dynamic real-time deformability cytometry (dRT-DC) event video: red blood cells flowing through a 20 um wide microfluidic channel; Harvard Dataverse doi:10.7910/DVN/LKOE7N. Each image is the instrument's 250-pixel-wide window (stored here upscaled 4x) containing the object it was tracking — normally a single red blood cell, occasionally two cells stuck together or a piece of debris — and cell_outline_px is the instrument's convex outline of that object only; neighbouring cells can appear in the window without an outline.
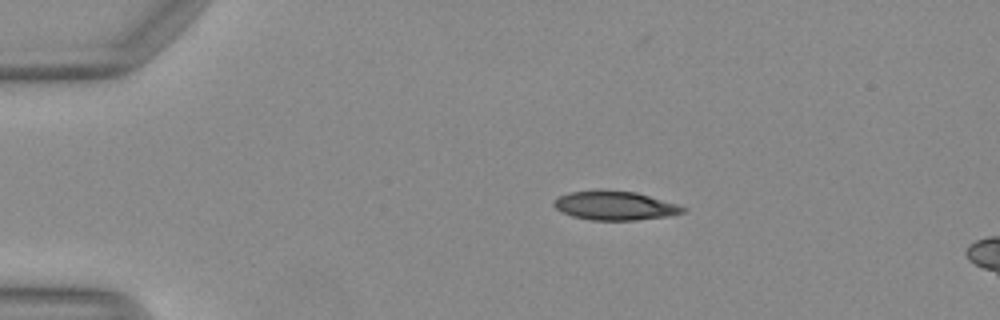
{"species": "Egyptian fruit bat (a non-hibernating species)", "species_latin": "Rousettus aegyptiacus", "temperature_condition": "warm", "stored_images_in_passage": 6, "camera_frame_rate_fps": 3000, "um_per_image_px": 0.085, "animal": {"sex": "female"}, "frame": {"image": 1, "passage_image": 1, "time_ms": 0.0, "image_size_px": [1000, 320], "cell_outline_px": [[688, 208], [684, 212], [672, 216], [636, 220], [588, 220], [572, 216], [560, 212], [552, 204], [552, 200], [568, 192], [600, 188], [636, 192], [676, 204]], "centroid_in_image_um": [52.22, 17.46], "position_along_channel_um": 32.8, "area_um2": 22.31}}